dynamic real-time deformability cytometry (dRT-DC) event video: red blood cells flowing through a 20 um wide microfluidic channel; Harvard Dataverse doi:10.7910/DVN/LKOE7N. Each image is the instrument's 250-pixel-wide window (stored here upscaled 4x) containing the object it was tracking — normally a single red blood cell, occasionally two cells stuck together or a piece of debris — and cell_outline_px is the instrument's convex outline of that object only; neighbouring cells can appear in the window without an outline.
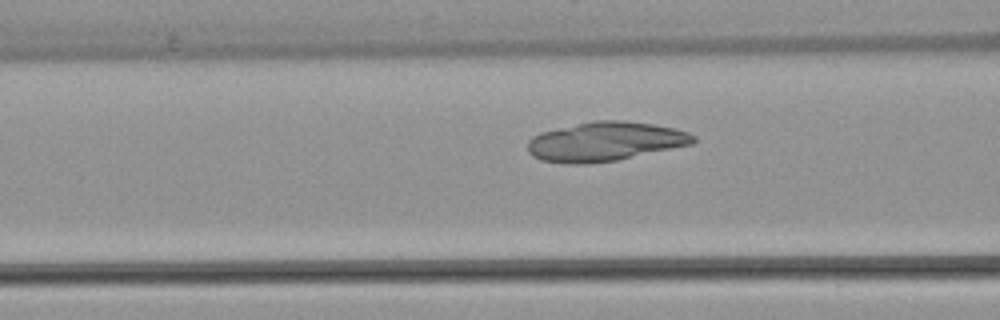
{"species": "common noctule bat (a hibernating species)", "species_latin": "Nyctalus noctula", "temperature_condition": "warm", "stored_images_in_passage": 13, "camera_frame_rate_fps": 3000, "um_per_image_px": 0.085, "animal": {"sex": "female", "body_mass_g": 22.7, "forearm_length_mm": 54.2}, "frame": {"image": 1, "passage_image": 11, "time_ms": 3.333, "image_size_px": [1000, 320], "cell_outline_px": [[696, 140], [692, 144], [616, 160], [588, 164], [572, 164], [540, 160], [532, 156], [528, 152], [528, 140], [532, 136], [540, 132], [592, 120], [624, 120], [652, 124], [676, 128], [688, 132], [696, 136]], "centroid_in_image_um": [51.42, 12.02], "position_along_channel_um": 115.2, "area_um2": 37.97}}